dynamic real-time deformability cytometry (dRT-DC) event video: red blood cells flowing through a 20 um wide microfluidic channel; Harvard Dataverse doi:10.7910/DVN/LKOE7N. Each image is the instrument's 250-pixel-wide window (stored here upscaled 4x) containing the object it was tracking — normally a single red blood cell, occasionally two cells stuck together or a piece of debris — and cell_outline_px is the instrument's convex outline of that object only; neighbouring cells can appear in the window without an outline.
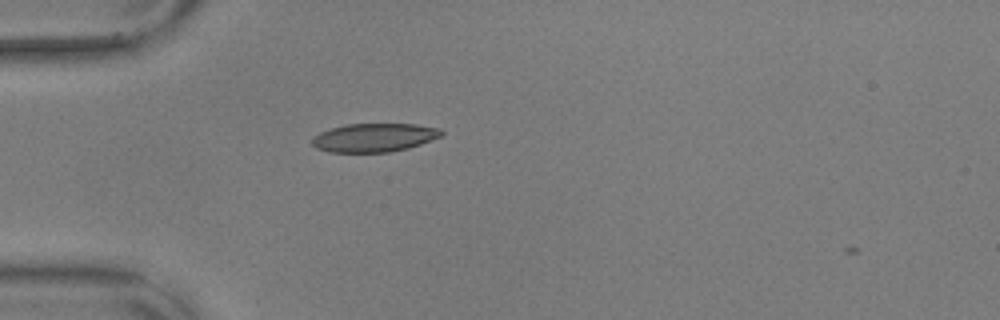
{"species": "common noctule bat (a hibernating species)", "species_latin": "Nyctalus noctula", "temperature_condition": "warm", "stored_images_in_passage": 3, "camera_frame_rate_fps": 3000, "um_per_image_px": 0.085, "animal": {"sex": "male", "body_mass_g": 17.9, "forearm_length_mm": 54.2}, "frame": {"image": 1, "passage_image": 1, "time_ms": 0.0, "image_size_px": [1000, 320], "cell_outline_px": [[444, 132], [440, 136], [420, 144], [408, 148], [388, 152], [328, 152], [316, 148], [312, 144], [312, 136], [320, 132], [332, 128], [348, 124], [416, 124], [440, 128]], "centroid_in_image_um": [31.78, 11.69], "position_along_channel_um": 53.2, "area_um2": 21.44}}